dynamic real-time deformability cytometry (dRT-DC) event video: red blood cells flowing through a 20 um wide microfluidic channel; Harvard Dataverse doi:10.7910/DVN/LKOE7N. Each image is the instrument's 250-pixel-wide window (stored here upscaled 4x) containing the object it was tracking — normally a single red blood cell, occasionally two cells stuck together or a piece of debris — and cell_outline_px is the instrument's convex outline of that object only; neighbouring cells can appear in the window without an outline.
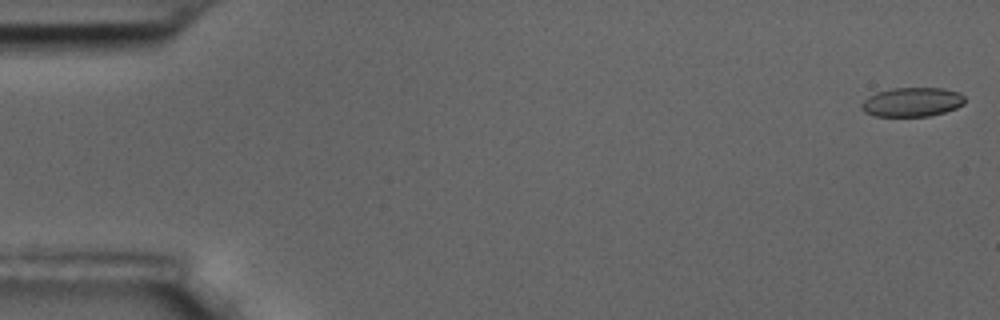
{"species": "common noctule bat (a hibernating species)", "species_latin": "Nyctalus noctula", "temperature_condition": "room temperature", "stored_images_in_passage": 6, "camera_frame_rate_fps": 3000, "um_per_image_px": 0.085, "animal": {"sex": "male", "body_mass_g": 17.5, "forearm_length_mm": 52.3}, "frame": {"image": 1, "passage_image": 1, "time_ms": 0.0, "image_size_px": [1000, 320], "cell_outline_px": [[964, 104], [956, 108], [944, 112], [928, 116], [876, 116], [864, 112], [860, 108], [860, 104], [868, 96], [876, 92], [892, 88], [944, 88], [960, 92], [964, 96]], "centroid_in_image_um": [77.51, 8.67], "position_along_channel_um": 7.5, "area_um2": 17.69}}
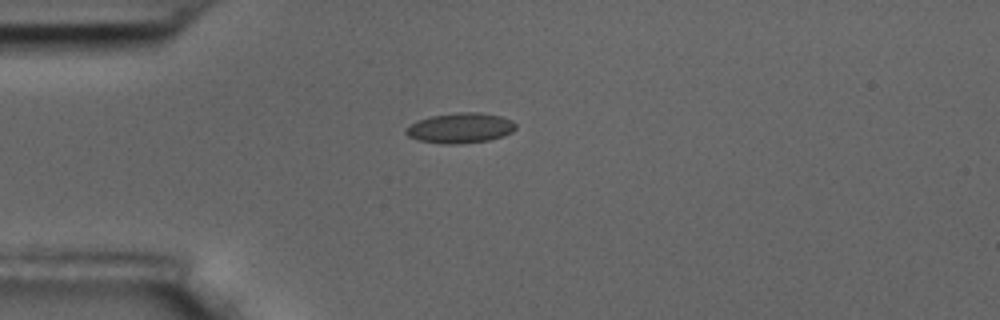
{"frame": {"image": 2, "passage_image": 5, "time_ms": 1.333, "image_size_px": [1000, 320], "cell_outline_px": [[516, 128], [512, 132], [488, 140], [456, 144], [448, 144], [416, 140], [408, 136], [404, 132], [404, 128], [420, 120], [432, 116], [456, 112], [480, 112], [500, 116], [512, 120], [516, 124]], "centroid_in_image_um": [39.11, 10.87], "position_along_channel_um": 45.9, "area_um2": 19.19}}
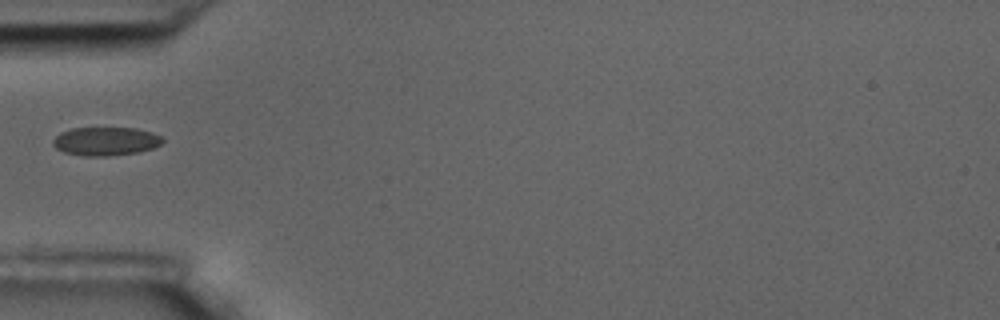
{"frame": {"image": 3, "passage_image": 6, "time_ms": 1.667, "image_size_px": [1000, 320], "cell_outline_px": [[164, 140], [160, 144], [152, 148], [140, 152], [108, 156], [80, 156], [64, 152], [56, 148], [52, 144], [52, 140], [60, 132], [72, 128], [136, 128], [152, 132], [160, 136]], "centroid_in_image_um": [8.96, 12.01], "position_along_channel_um": 76.0, "area_um2": 18.32}}